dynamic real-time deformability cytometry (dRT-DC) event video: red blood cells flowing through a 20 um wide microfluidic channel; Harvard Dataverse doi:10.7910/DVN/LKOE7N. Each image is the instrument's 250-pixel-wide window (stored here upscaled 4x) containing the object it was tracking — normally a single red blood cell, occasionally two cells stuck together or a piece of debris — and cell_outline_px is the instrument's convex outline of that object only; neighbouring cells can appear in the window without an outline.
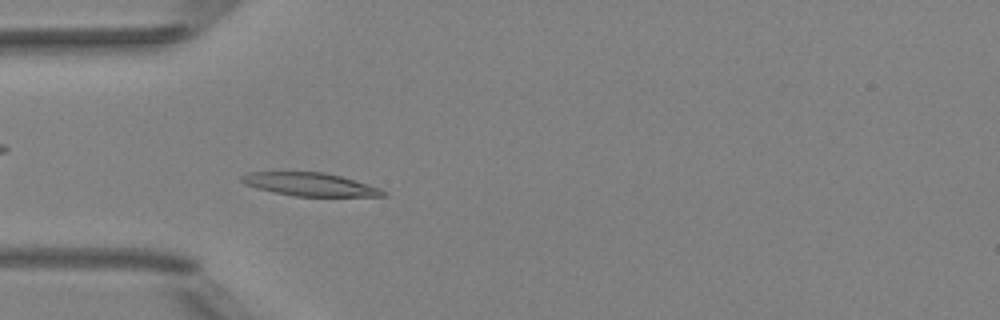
{"species": "Egyptian fruit bat (a non-hibernating species)", "species_latin": "Rousettus aegyptiacus", "temperature_condition": "room temperature", "stored_images_in_passage": 44, "camera_frame_rate_fps": 3000, "um_per_image_px": 0.085, "animal": {"sex": "female"}, "frame": {"image": 1, "passage_image": 8, "time_ms": 2.333, "image_size_px": [1000, 320], "cell_outline_px": [[388, 196], [292, 196], [256, 188], [244, 184], [240, 180], [240, 176], [248, 172], [324, 172], [340, 176], [368, 184], [380, 188], [388, 192]], "centroid_in_image_um": [26.34, 15.67], "position_along_channel_um": 58.7, "area_um2": 19.13}}
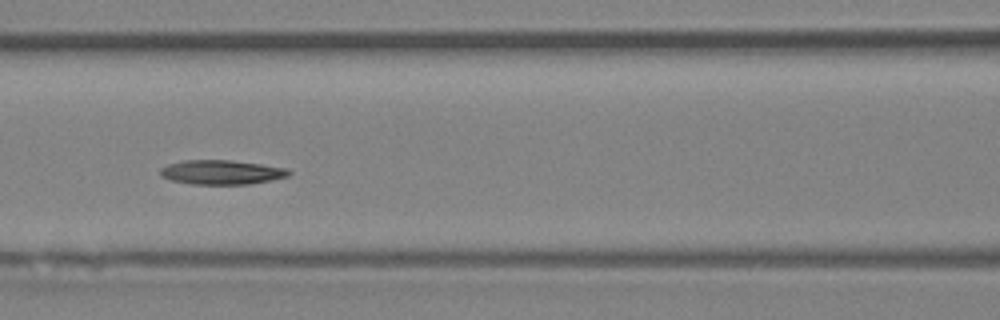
{"frame": {"image": 2, "passage_image": 15, "time_ms": 4.667, "image_size_px": [1000, 320], "cell_outline_px": [[292, 172], [288, 176], [272, 180], [248, 184], [192, 184], [172, 180], [160, 176], [160, 168], [168, 164], [184, 160], [232, 160], [288, 168]], "centroid_in_image_um": [18.84, 14.63], "position_along_channel_um": 147.8, "area_um2": 18.26}}
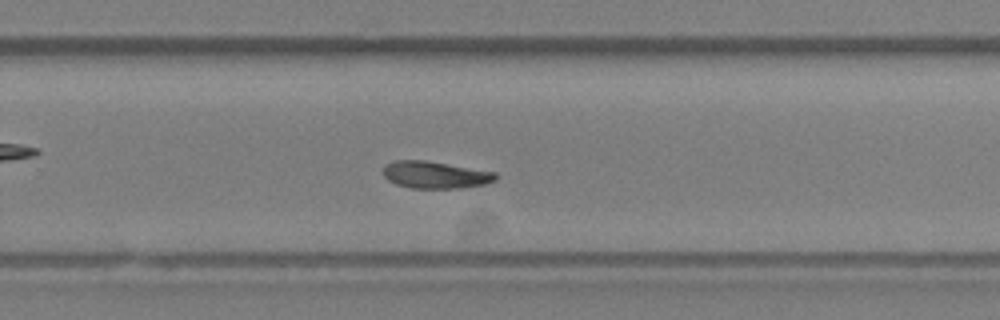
{"frame": {"image": 3, "passage_image": 26, "time_ms": 8.333, "image_size_px": [1000, 320], "cell_outline_px": [[496, 180], [484, 184], [460, 188], [412, 188], [396, 184], [388, 180], [384, 176], [384, 164], [392, 160], [424, 160], [496, 172]], "centroid_in_image_um": [36.96, 14.85], "position_along_channel_um": 292.8, "area_um2": 17.69}, "authors_computed_cell_mechanics": {"area_um2": 18.0914, "velocity_mm_per_s": 3.9779, "shape_relaxation_time_tau1_ms": 7.7303, "shape_relaxation_time_tau2_ms": 7.5945, "deformation_change_tau1": 0.1766, "deformation_change_tau2": 0.1284}}